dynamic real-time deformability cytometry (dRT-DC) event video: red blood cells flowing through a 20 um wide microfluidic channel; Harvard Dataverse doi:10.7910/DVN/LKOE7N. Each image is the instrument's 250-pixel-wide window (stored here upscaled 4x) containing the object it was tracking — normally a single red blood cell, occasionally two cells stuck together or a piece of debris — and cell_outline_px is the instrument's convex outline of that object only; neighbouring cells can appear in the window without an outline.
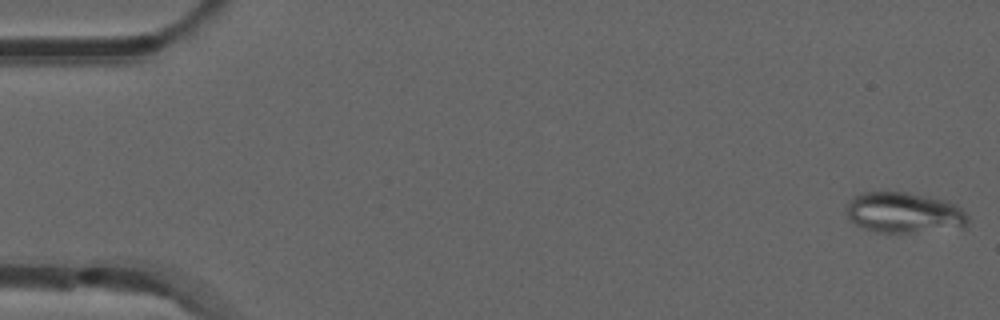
{"species": "common noctule bat (a hibernating species)", "species_latin": "Nyctalus noctula", "temperature_condition": "room temperature", "stored_images_in_passage": 52, "camera_frame_rate_fps": 3000, "um_per_image_px": 0.085, "animal": {"sex": "male", "forearm_length_mm": 52.5}, "frame": {"image": 1, "passage_image": 1, "time_ms": 0.0, "image_size_px": [1000, 320], "cell_outline_px": [[968, 228], [912, 232], [876, 232], [864, 228], [856, 224], [848, 216], [848, 200], [864, 192], [908, 192], [948, 200], [956, 204], [968, 216]], "centroid_in_image_um": [76.92, 18.08], "position_along_channel_um": 8.1, "area_um2": 28.9}}
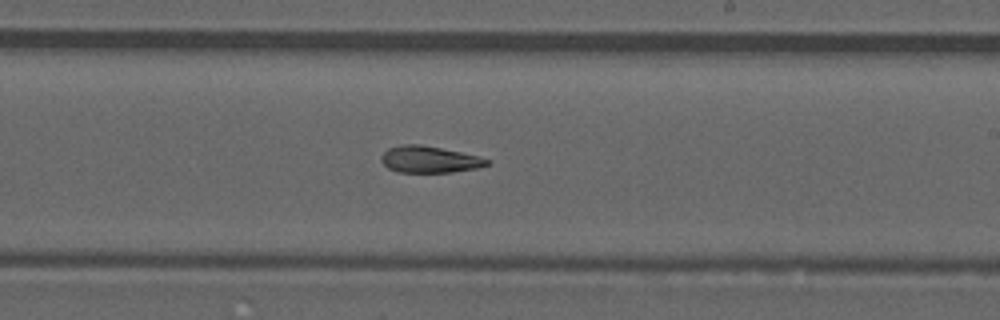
{"frame": {"image": 2, "passage_image": 31, "time_ms": 10.0, "image_size_px": [1000, 320], "cell_outline_px": [[492, 164], [476, 168], [452, 172], [396, 172], [388, 168], [380, 160], [380, 156], [388, 148], [400, 144], [420, 144], [480, 156], [492, 160]], "centroid_in_image_um": [36.51, 13.55], "position_along_channel_um": 252.5, "area_um2": 16.59}}
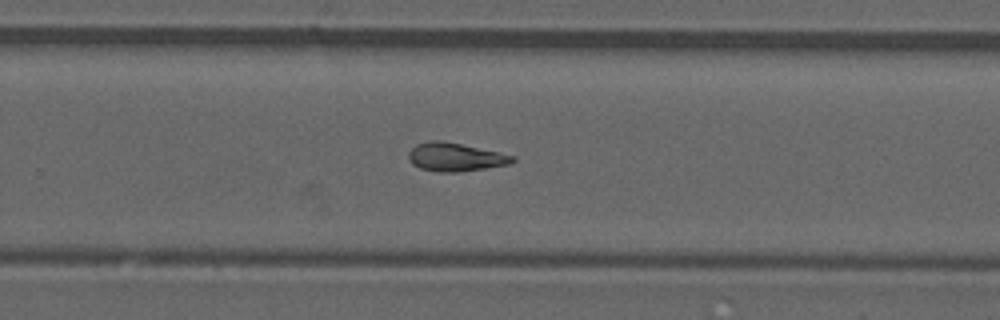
{"frame": {"image": 3, "passage_image": 34, "time_ms": 11.0, "image_size_px": [1000, 320], "cell_outline_px": [[516, 160], [508, 164], [484, 168], [456, 172], [440, 172], [420, 168], [412, 164], [408, 160], [408, 152], [416, 144], [432, 140], [440, 140], [460, 144], [516, 156]], "centroid_in_image_um": [38.66, 13.35], "position_along_channel_um": 291.1, "area_um2": 16.99}}